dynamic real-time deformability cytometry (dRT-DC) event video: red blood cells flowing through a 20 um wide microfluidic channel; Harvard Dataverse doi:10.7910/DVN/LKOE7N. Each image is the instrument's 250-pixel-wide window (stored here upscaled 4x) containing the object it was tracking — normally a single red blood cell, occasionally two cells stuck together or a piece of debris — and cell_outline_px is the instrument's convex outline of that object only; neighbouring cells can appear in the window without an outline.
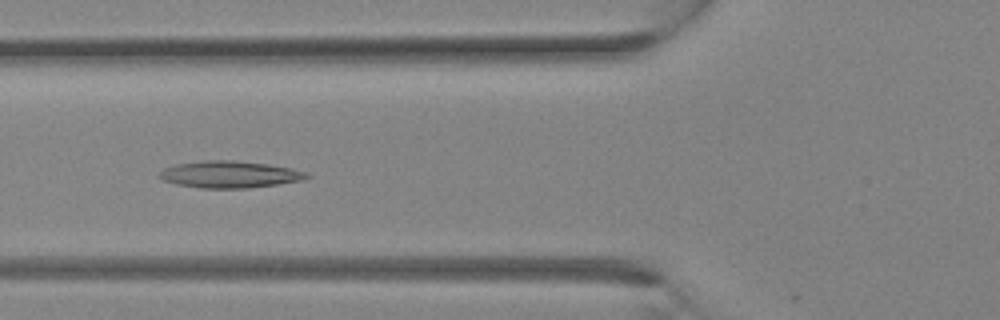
{"species": "Egyptian fruit bat (a non-hibernating species)", "species_latin": "Rousettus aegyptiacus", "temperature_condition": "room temperature", "stored_images_in_passage": 27, "camera_frame_rate_fps": 3000, "um_per_image_px": 0.085, "animal": {"sex": "female"}, "frame": {"image": 1, "passage_image": 10, "time_ms": 3.0, "image_size_px": [1000, 320], "cell_outline_px": [[312, 176], [304, 180], [248, 188], [200, 188], [176, 184], [164, 180], [156, 176], [164, 168], [176, 164], [204, 160], [232, 160], [268, 164], [292, 168], [308, 172]], "centroid_in_image_um": [19.54, 14.82], "position_along_channel_um": 106.3, "area_um2": 23.18}}
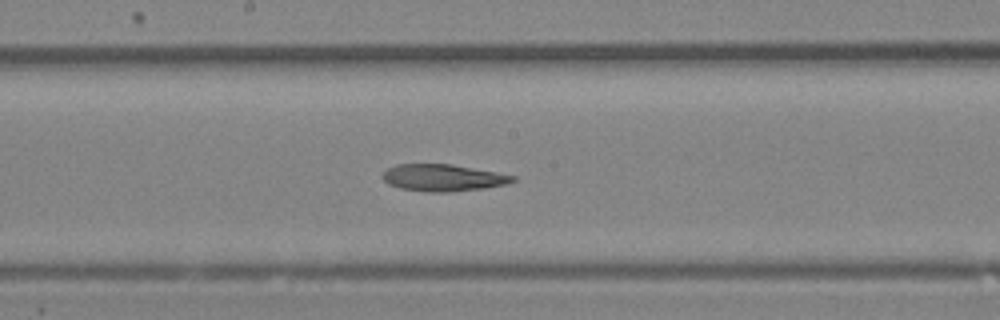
{"frame": {"image": 2, "passage_image": 15, "time_ms": 4.667, "image_size_px": [1000, 320], "cell_outline_px": [[516, 180], [504, 184], [484, 188], [448, 192], [428, 192], [400, 188], [388, 184], [380, 176], [388, 168], [396, 164], [452, 164], [496, 172], [516, 176]], "centroid_in_image_um": [37.62, 15.1], "position_along_channel_um": 210.6, "area_um2": 20.35}}
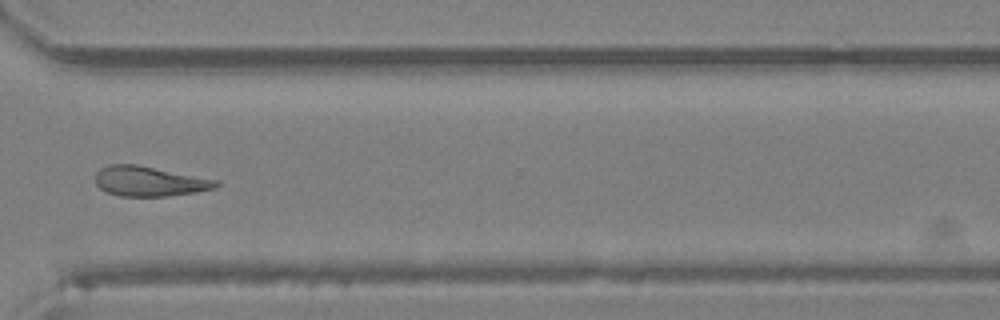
{"frame": {"image": 3, "passage_image": 22, "time_ms": 7.0, "image_size_px": [1000, 320], "cell_outline_px": [[220, 184], [212, 188], [196, 192], [168, 196], [120, 196], [108, 192], [100, 188], [96, 184], [96, 172], [100, 168], [108, 164], [136, 164], [220, 180]], "centroid_in_image_um": [12.7, 15.4], "position_along_channel_um": 357.9, "area_um2": 21.04}}